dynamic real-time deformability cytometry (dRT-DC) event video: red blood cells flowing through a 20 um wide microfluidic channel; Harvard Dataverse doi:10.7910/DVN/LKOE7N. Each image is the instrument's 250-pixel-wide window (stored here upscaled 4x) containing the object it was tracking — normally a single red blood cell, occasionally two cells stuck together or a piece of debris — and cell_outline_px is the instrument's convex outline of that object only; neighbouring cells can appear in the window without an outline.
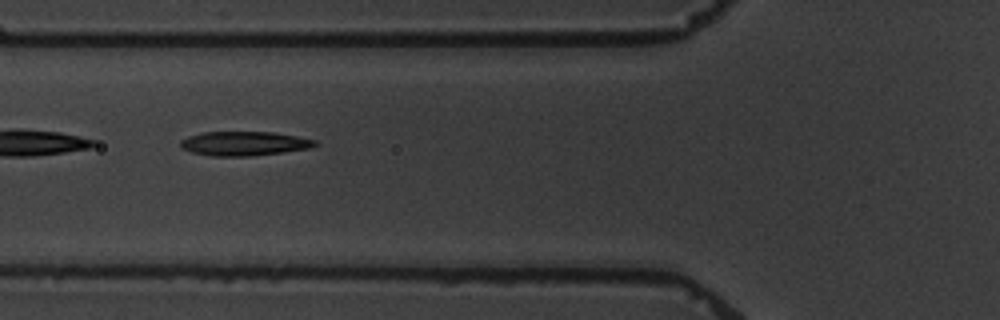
{"species": "common noctule bat (a hibernating species)", "species_latin": "Nyctalus noctula", "temperature_condition": "warm", "stored_images_in_passage": 7, "camera_frame_rate_fps": 3000, "um_per_image_px": 0.085, "animal": {"sex": "male", "body_mass_g": 19.5, "forearm_length_mm": 54.6}, "frame": {"image": 1, "passage_image": 6, "time_ms": 6.0, "image_size_px": [1000, 320], "cell_outline_px": [[316, 144], [312, 148], [252, 156], [212, 156], [192, 152], [180, 148], [180, 140], [188, 136], [200, 132], [272, 132], [296, 136], [316, 140]], "centroid_in_image_um": [20.72, 12.2], "position_along_channel_um": 105.1, "area_um2": 19.02}}